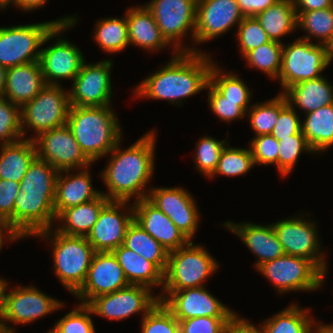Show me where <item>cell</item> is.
I'll use <instances>...</instances> for the list:
<instances>
[{
  "instance_id": "cell-1",
  "label": "cell",
  "mask_w": 333,
  "mask_h": 333,
  "mask_svg": "<svg viewBox=\"0 0 333 333\" xmlns=\"http://www.w3.org/2000/svg\"><path fill=\"white\" fill-rule=\"evenodd\" d=\"M157 131L155 128L122 149L123 138L108 153L105 168L99 173L110 201L136 202L147 198L155 171Z\"/></svg>"
},
{
  "instance_id": "cell-2",
  "label": "cell",
  "mask_w": 333,
  "mask_h": 333,
  "mask_svg": "<svg viewBox=\"0 0 333 333\" xmlns=\"http://www.w3.org/2000/svg\"><path fill=\"white\" fill-rule=\"evenodd\" d=\"M133 88V98L165 100L180 107L185 99L206 90L211 67L210 52H178Z\"/></svg>"
},
{
  "instance_id": "cell-3",
  "label": "cell",
  "mask_w": 333,
  "mask_h": 333,
  "mask_svg": "<svg viewBox=\"0 0 333 333\" xmlns=\"http://www.w3.org/2000/svg\"><path fill=\"white\" fill-rule=\"evenodd\" d=\"M59 171L37 156L20 181V192L14 203V233L27 239L54 227V200Z\"/></svg>"
},
{
  "instance_id": "cell-4",
  "label": "cell",
  "mask_w": 333,
  "mask_h": 333,
  "mask_svg": "<svg viewBox=\"0 0 333 333\" xmlns=\"http://www.w3.org/2000/svg\"><path fill=\"white\" fill-rule=\"evenodd\" d=\"M112 105L70 106L67 126L82 153L96 164L124 137L122 124Z\"/></svg>"
},
{
  "instance_id": "cell-5",
  "label": "cell",
  "mask_w": 333,
  "mask_h": 333,
  "mask_svg": "<svg viewBox=\"0 0 333 333\" xmlns=\"http://www.w3.org/2000/svg\"><path fill=\"white\" fill-rule=\"evenodd\" d=\"M33 237L49 242L48 245L52 249L53 273L73 296L87 278L95 253L92 245L84 236L65 235L54 227L37 232Z\"/></svg>"
},
{
  "instance_id": "cell-6",
  "label": "cell",
  "mask_w": 333,
  "mask_h": 333,
  "mask_svg": "<svg viewBox=\"0 0 333 333\" xmlns=\"http://www.w3.org/2000/svg\"><path fill=\"white\" fill-rule=\"evenodd\" d=\"M74 15L38 23L0 27V65L15 67L39 61L41 48L53 40L56 25L71 23Z\"/></svg>"
},
{
  "instance_id": "cell-7",
  "label": "cell",
  "mask_w": 333,
  "mask_h": 333,
  "mask_svg": "<svg viewBox=\"0 0 333 333\" xmlns=\"http://www.w3.org/2000/svg\"><path fill=\"white\" fill-rule=\"evenodd\" d=\"M200 243L190 241L183 247L169 252L164 272L162 292H175L198 288L220 270V263Z\"/></svg>"
},
{
  "instance_id": "cell-8",
  "label": "cell",
  "mask_w": 333,
  "mask_h": 333,
  "mask_svg": "<svg viewBox=\"0 0 333 333\" xmlns=\"http://www.w3.org/2000/svg\"><path fill=\"white\" fill-rule=\"evenodd\" d=\"M255 271L272 283L277 295L317 291L327 277L312 261L288 254L263 263Z\"/></svg>"
},
{
  "instance_id": "cell-9",
  "label": "cell",
  "mask_w": 333,
  "mask_h": 333,
  "mask_svg": "<svg viewBox=\"0 0 333 333\" xmlns=\"http://www.w3.org/2000/svg\"><path fill=\"white\" fill-rule=\"evenodd\" d=\"M299 212L297 216L286 217L272 223L279 242L285 254L312 261L327 276L329 264L326 249H322L325 247L321 244L319 225L317 221L309 219V212L307 215L305 212L304 214Z\"/></svg>"
},
{
  "instance_id": "cell-10",
  "label": "cell",
  "mask_w": 333,
  "mask_h": 333,
  "mask_svg": "<svg viewBox=\"0 0 333 333\" xmlns=\"http://www.w3.org/2000/svg\"><path fill=\"white\" fill-rule=\"evenodd\" d=\"M62 85H45L30 102L21 107L23 138L34 139L40 133L67 124L70 110L69 91ZM27 131H33L28 135Z\"/></svg>"
},
{
  "instance_id": "cell-11",
  "label": "cell",
  "mask_w": 333,
  "mask_h": 333,
  "mask_svg": "<svg viewBox=\"0 0 333 333\" xmlns=\"http://www.w3.org/2000/svg\"><path fill=\"white\" fill-rule=\"evenodd\" d=\"M65 305V302L51 297L34 285L10 287L9 281L1 311L6 330L8 333H15L13 324L20 326L35 323L52 312L64 309Z\"/></svg>"
},
{
  "instance_id": "cell-12",
  "label": "cell",
  "mask_w": 333,
  "mask_h": 333,
  "mask_svg": "<svg viewBox=\"0 0 333 333\" xmlns=\"http://www.w3.org/2000/svg\"><path fill=\"white\" fill-rule=\"evenodd\" d=\"M327 47L296 37L293 42L283 43L282 66L277 83L284 93L289 87L302 81L322 77L329 67Z\"/></svg>"
},
{
  "instance_id": "cell-13",
  "label": "cell",
  "mask_w": 333,
  "mask_h": 333,
  "mask_svg": "<svg viewBox=\"0 0 333 333\" xmlns=\"http://www.w3.org/2000/svg\"><path fill=\"white\" fill-rule=\"evenodd\" d=\"M144 5L151 11L163 37L177 52H194L197 0H149ZM187 37L191 41L189 46L185 41Z\"/></svg>"
},
{
  "instance_id": "cell-14",
  "label": "cell",
  "mask_w": 333,
  "mask_h": 333,
  "mask_svg": "<svg viewBox=\"0 0 333 333\" xmlns=\"http://www.w3.org/2000/svg\"><path fill=\"white\" fill-rule=\"evenodd\" d=\"M77 17L75 13L71 23L56 25L53 28L54 41L41 48L39 64L47 85H62L61 81L66 79L72 83L86 60L80 47L64 35L78 24Z\"/></svg>"
},
{
  "instance_id": "cell-15",
  "label": "cell",
  "mask_w": 333,
  "mask_h": 333,
  "mask_svg": "<svg viewBox=\"0 0 333 333\" xmlns=\"http://www.w3.org/2000/svg\"><path fill=\"white\" fill-rule=\"evenodd\" d=\"M159 294L143 285H132L93 298L87 306L93 316L114 322L139 315L142 319L158 302Z\"/></svg>"
},
{
  "instance_id": "cell-16",
  "label": "cell",
  "mask_w": 333,
  "mask_h": 333,
  "mask_svg": "<svg viewBox=\"0 0 333 333\" xmlns=\"http://www.w3.org/2000/svg\"><path fill=\"white\" fill-rule=\"evenodd\" d=\"M81 66L79 73L71 83L69 91L71 106H106L113 105V83L111 70L114 61L103 59L99 62Z\"/></svg>"
},
{
  "instance_id": "cell-17",
  "label": "cell",
  "mask_w": 333,
  "mask_h": 333,
  "mask_svg": "<svg viewBox=\"0 0 333 333\" xmlns=\"http://www.w3.org/2000/svg\"><path fill=\"white\" fill-rule=\"evenodd\" d=\"M243 18L236 0H197L194 53H206L197 45L222 37L233 27L237 29Z\"/></svg>"
},
{
  "instance_id": "cell-18",
  "label": "cell",
  "mask_w": 333,
  "mask_h": 333,
  "mask_svg": "<svg viewBox=\"0 0 333 333\" xmlns=\"http://www.w3.org/2000/svg\"><path fill=\"white\" fill-rule=\"evenodd\" d=\"M147 199L175 224V226L193 241L201 222V212L196 198L185 187L171 186L150 188Z\"/></svg>"
},
{
  "instance_id": "cell-19",
  "label": "cell",
  "mask_w": 333,
  "mask_h": 333,
  "mask_svg": "<svg viewBox=\"0 0 333 333\" xmlns=\"http://www.w3.org/2000/svg\"><path fill=\"white\" fill-rule=\"evenodd\" d=\"M206 288L202 286L175 292H161L159 300L178 321L204 316L237 317L239 315Z\"/></svg>"
},
{
  "instance_id": "cell-20",
  "label": "cell",
  "mask_w": 333,
  "mask_h": 333,
  "mask_svg": "<svg viewBox=\"0 0 333 333\" xmlns=\"http://www.w3.org/2000/svg\"><path fill=\"white\" fill-rule=\"evenodd\" d=\"M33 141L37 157L58 171L83 169L93 165L82 153L67 125L42 132Z\"/></svg>"
},
{
  "instance_id": "cell-21",
  "label": "cell",
  "mask_w": 333,
  "mask_h": 333,
  "mask_svg": "<svg viewBox=\"0 0 333 333\" xmlns=\"http://www.w3.org/2000/svg\"><path fill=\"white\" fill-rule=\"evenodd\" d=\"M109 201L87 235L95 252H113L124 243L128 226L134 220L133 202Z\"/></svg>"
},
{
  "instance_id": "cell-22",
  "label": "cell",
  "mask_w": 333,
  "mask_h": 333,
  "mask_svg": "<svg viewBox=\"0 0 333 333\" xmlns=\"http://www.w3.org/2000/svg\"><path fill=\"white\" fill-rule=\"evenodd\" d=\"M113 252H95L82 287L73 295L77 303L88 304L93 298L129 286Z\"/></svg>"
},
{
  "instance_id": "cell-23",
  "label": "cell",
  "mask_w": 333,
  "mask_h": 333,
  "mask_svg": "<svg viewBox=\"0 0 333 333\" xmlns=\"http://www.w3.org/2000/svg\"><path fill=\"white\" fill-rule=\"evenodd\" d=\"M222 226L235 234L257 258L253 266L255 270L263 263L285 254L272 223L264 225L252 221L237 223L227 220Z\"/></svg>"
},
{
  "instance_id": "cell-24",
  "label": "cell",
  "mask_w": 333,
  "mask_h": 333,
  "mask_svg": "<svg viewBox=\"0 0 333 333\" xmlns=\"http://www.w3.org/2000/svg\"><path fill=\"white\" fill-rule=\"evenodd\" d=\"M134 221L168 252L185 246L190 240L160 209L147 198L133 203Z\"/></svg>"
},
{
  "instance_id": "cell-25",
  "label": "cell",
  "mask_w": 333,
  "mask_h": 333,
  "mask_svg": "<svg viewBox=\"0 0 333 333\" xmlns=\"http://www.w3.org/2000/svg\"><path fill=\"white\" fill-rule=\"evenodd\" d=\"M91 166L83 169L59 171L54 200L56 217L69 207L91 201L101 195V191L93 186Z\"/></svg>"
},
{
  "instance_id": "cell-26",
  "label": "cell",
  "mask_w": 333,
  "mask_h": 333,
  "mask_svg": "<svg viewBox=\"0 0 333 333\" xmlns=\"http://www.w3.org/2000/svg\"><path fill=\"white\" fill-rule=\"evenodd\" d=\"M129 44L149 53H156L171 47L172 56L178 52L166 41L151 11L143 4L131 6L125 10Z\"/></svg>"
},
{
  "instance_id": "cell-27",
  "label": "cell",
  "mask_w": 333,
  "mask_h": 333,
  "mask_svg": "<svg viewBox=\"0 0 333 333\" xmlns=\"http://www.w3.org/2000/svg\"><path fill=\"white\" fill-rule=\"evenodd\" d=\"M45 85L39 61L17 65L7 69L3 96L22 107L37 96Z\"/></svg>"
},
{
  "instance_id": "cell-28",
  "label": "cell",
  "mask_w": 333,
  "mask_h": 333,
  "mask_svg": "<svg viewBox=\"0 0 333 333\" xmlns=\"http://www.w3.org/2000/svg\"><path fill=\"white\" fill-rule=\"evenodd\" d=\"M333 82L324 75L313 80L302 81L289 87L283 94L296 110L307 114L318 108L333 104ZM298 109V110H297Z\"/></svg>"
},
{
  "instance_id": "cell-29",
  "label": "cell",
  "mask_w": 333,
  "mask_h": 333,
  "mask_svg": "<svg viewBox=\"0 0 333 333\" xmlns=\"http://www.w3.org/2000/svg\"><path fill=\"white\" fill-rule=\"evenodd\" d=\"M109 201L101 194L96 199L69 207L56 217L54 228L65 235L87 237L98 220L102 208Z\"/></svg>"
},
{
  "instance_id": "cell-30",
  "label": "cell",
  "mask_w": 333,
  "mask_h": 333,
  "mask_svg": "<svg viewBox=\"0 0 333 333\" xmlns=\"http://www.w3.org/2000/svg\"><path fill=\"white\" fill-rule=\"evenodd\" d=\"M113 253L117 257L129 284L143 285L153 291L157 287H161L159 291V294H161L164 273L153 262L146 260L123 244L116 248Z\"/></svg>"
},
{
  "instance_id": "cell-31",
  "label": "cell",
  "mask_w": 333,
  "mask_h": 333,
  "mask_svg": "<svg viewBox=\"0 0 333 333\" xmlns=\"http://www.w3.org/2000/svg\"><path fill=\"white\" fill-rule=\"evenodd\" d=\"M288 306V307H287ZM281 311L262 320L257 326L261 333H312L318 318H314L311 308H303L299 303H290ZM312 315V316H311Z\"/></svg>"
},
{
  "instance_id": "cell-32",
  "label": "cell",
  "mask_w": 333,
  "mask_h": 333,
  "mask_svg": "<svg viewBox=\"0 0 333 333\" xmlns=\"http://www.w3.org/2000/svg\"><path fill=\"white\" fill-rule=\"evenodd\" d=\"M302 133L315 155L333 148V104L304 114Z\"/></svg>"
},
{
  "instance_id": "cell-33",
  "label": "cell",
  "mask_w": 333,
  "mask_h": 333,
  "mask_svg": "<svg viewBox=\"0 0 333 333\" xmlns=\"http://www.w3.org/2000/svg\"><path fill=\"white\" fill-rule=\"evenodd\" d=\"M36 156L32 139L0 145V179L20 182Z\"/></svg>"
},
{
  "instance_id": "cell-34",
  "label": "cell",
  "mask_w": 333,
  "mask_h": 333,
  "mask_svg": "<svg viewBox=\"0 0 333 333\" xmlns=\"http://www.w3.org/2000/svg\"><path fill=\"white\" fill-rule=\"evenodd\" d=\"M255 18L272 41L284 43L283 37L297 31V15L293 0H278Z\"/></svg>"
},
{
  "instance_id": "cell-35",
  "label": "cell",
  "mask_w": 333,
  "mask_h": 333,
  "mask_svg": "<svg viewBox=\"0 0 333 333\" xmlns=\"http://www.w3.org/2000/svg\"><path fill=\"white\" fill-rule=\"evenodd\" d=\"M94 25L92 40L105 54L116 55L130 46L125 13L121 18H100Z\"/></svg>"
},
{
  "instance_id": "cell-36",
  "label": "cell",
  "mask_w": 333,
  "mask_h": 333,
  "mask_svg": "<svg viewBox=\"0 0 333 333\" xmlns=\"http://www.w3.org/2000/svg\"><path fill=\"white\" fill-rule=\"evenodd\" d=\"M209 82L225 97V100L240 101V107L247 112L252 106L253 91L236 71L226 72L224 66L214 63Z\"/></svg>"
},
{
  "instance_id": "cell-37",
  "label": "cell",
  "mask_w": 333,
  "mask_h": 333,
  "mask_svg": "<svg viewBox=\"0 0 333 333\" xmlns=\"http://www.w3.org/2000/svg\"><path fill=\"white\" fill-rule=\"evenodd\" d=\"M123 245L153 262L163 273L165 272L169 252L134 220L127 228Z\"/></svg>"
},
{
  "instance_id": "cell-38",
  "label": "cell",
  "mask_w": 333,
  "mask_h": 333,
  "mask_svg": "<svg viewBox=\"0 0 333 333\" xmlns=\"http://www.w3.org/2000/svg\"><path fill=\"white\" fill-rule=\"evenodd\" d=\"M300 29L305 34L300 38L326 46L333 37V7L301 12L297 16V30Z\"/></svg>"
},
{
  "instance_id": "cell-39",
  "label": "cell",
  "mask_w": 333,
  "mask_h": 333,
  "mask_svg": "<svg viewBox=\"0 0 333 333\" xmlns=\"http://www.w3.org/2000/svg\"><path fill=\"white\" fill-rule=\"evenodd\" d=\"M283 43L269 41L249 51L242 59L245 66L257 69L269 80H277L282 66Z\"/></svg>"
},
{
  "instance_id": "cell-40",
  "label": "cell",
  "mask_w": 333,
  "mask_h": 333,
  "mask_svg": "<svg viewBox=\"0 0 333 333\" xmlns=\"http://www.w3.org/2000/svg\"><path fill=\"white\" fill-rule=\"evenodd\" d=\"M254 167L256 166L249 147H233L228 143L222 150L217 168L209 180L216 179L220 175L224 177L244 176Z\"/></svg>"
},
{
  "instance_id": "cell-41",
  "label": "cell",
  "mask_w": 333,
  "mask_h": 333,
  "mask_svg": "<svg viewBox=\"0 0 333 333\" xmlns=\"http://www.w3.org/2000/svg\"><path fill=\"white\" fill-rule=\"evenodd\" d=\"M227 138L218 140L216 137L205 135L201 136L195 143L194 169L205 178H210L215 172L220 155L224 147L230 142L229 131Z\"/></svg>"
},
{
  "instance_id": "cell-42",
  "label": "cell",
  "mask_w": 333,
  "mask_h": 333,
  "mask_svg": "<svg viewBox=\"0 0 333 333\" xmlns=\"http://www.w3.org/2000/svg\"><path fill=\"white\" fill-rule=\"evenodd\" d=\"M280 113V92L274 98L253 103L246 112L254 136L271 134Z\"/></svg>"
},
{
  "instance_id": "cell-43",
  "label": "cell",
  "mask_w": 333,
  "mask_h": 333,
  "mask_svg": "<svg viewBox=\"0 0 333 333\" xmlns=\"http://www.w3.org/2000/svg\"><path fill=\"white\" fill-rule=\"evenodd\" d=\"M278 142V173L281 177H286L294 171L302 153L315 154L307 144L302 131L298 134L282 138Z\"/></svg>"
},
{
  "instance_id": "cell-44",
  "label": "cell",
  "mask_w": 333,
  "mask_h": 333,
  "mask_svg": "<svg viewBox=\"0 0 333 333\" xmlns=\"http://www.w3.org/2000/svg\"><path fill=\"white\" fill-rule=\"evenodd\" d=\"M77 304L56 320L53 328L49 329L52 333H96L92 310L86 304Z\"/></svg>"
},
{
  "instance_id": "cell-45",
  "label": "cell",
  "mask_w": 333,
  "mask_h": 333,
  "mask_svg": "<svg viewBox=\"0 0 333 333\" xmlns=\"http://www.w3.org/2000/svg\"><path fill=\"white\" fill-rule=\"evenodd\" d=\"M23 139L21 107L0 96V145Z\"/></svg>"
},
{
  "instance_id": "cell-46",
  "label": "cell",
  "mask_w": 333,
  "mask_h": 333,
  "mask_svg": "<svg viewBox=\"0 0 333 333\" xmlns=\"http://www.w3.org/2000/svg\"><path fill=\"white\" fill-rule=\"evenodd\" d=\"M235 37L241 59L251 50L256 49L270 40L255 17H244L235 29Z\"/></svg>"
},
{
  "instance_id": "cell-47",
  "label": "cell",
  "mask_w": 333,
  "mask_h": 333,
  "mask_svg": "<svg viewBox=\"0 0 333 333\" xmlns=\"http://www.w3.org/2000/svg\"><path fill=\"white\" fill-rule=\"evenodd\" d=\"M140 322L141 333H180L179 321L163 302L160 301Z\"/></svg>"
},
{
  "instance_id": "cell-48",
  "label": "cell",
  "mask_w": 333,
  "mask_h": 333,
  "mask_svg": "<svg viewBox=\"0 0 333 333\" xmlns=\"http://www.w3.org/2000/svg\"><path fill=\"white\" fill-rule=\"evenodd\" d=\"M208 90L207 103L211 112L224 123L230 124L232 121L246 118V112L240 107V101L225 100V97L209 82L206 86Z\"/></svg>"
},
{
  "instance_id": "cell-49",
  "label": "cell",
  "mask_w": 333,
  "mask_h": 333,
  "mask_svg": "<svg viewBox=\"0 0 333 333\" xmlns=\"http://www.w3.org/2000/svg\"><path fill=\"white\" fill-rule=\"evenodd\" d=\"M255 166L274 165L278 171L279 142L271 134L252 137L248 142Z\"/></svg>"
},
{
  "instance_id": "cell-50",
  "label": "cell",
  "mask_w": 333,
  "mask_h": 333,
  "mask_svg": "<svg viewBox=\"0 0 333 333\" xmlns=\"http://www.w3.org/2000/svg\"><path fill=\"white\" fill-rule=\"evenodd\" d=\"M288 102L283 93H280V113L271 135L278 141L282 138L298 134L302 131L301 115Z\"/></svg>"
},
{
  "instance_id": "cell-51",
  "label": "cell",
  "mask_w": 333,
  "mask_h": 333,
  "mask_svg": "<svg viewBox=\"0 0 333 333\" xmlns=\"http://www.w3.org/2000/svg\"><path fill=\"white\" fill-rule=\"evenodd\" d=\"M236 317H195L179 321L180 333H223Z\"/></svg>"
},
{
  "instance_id": "cell-52",
  "label": "cell",
  "mask_w": 333,
  "mask_h": 333,
  "mask_svg": "<svg viewBox=\"0 0 333 333\" xmlns=\"http://www.w3.org/2000/svg\"><path fill=\"white\" fill-rule=\"evenodd\" d=\"M20 192V182L0 179V223L14 232V203Z\"/></svg>"
},
{
  "instance_id": "cell-53",
  "label": "cell",
  "mask_w": 333,
  "mask_h": 333,
  "mask_svg": "<svg viewBox=\"0 0 333 333\" xmlns=\"http://www.w3.org/2000/svg\"><path fill=\"white\" fill-rule=\"evenodd\" d=\"M244 17H255L278 0H236Z\"/></svg>"
},
{
  "instance_id": "cell-54",
  "label": "cell",
  "mask_w": 333,
  "mask_h": 333,
  "mask_svg": "<svg viewBox=\"0 0 333 333\" xmlns=\"http://www.w3.org/2000/svg\"><path fill=\"white\" fill-rule=\"evenodd\" d=\"M296 15L301 12L321 10L333 7V0H293Z\"/></svg>"
},
{
  "instance_id": "cell-55",
  "label": "cell",
  "mask_w": 333,
  "mask_h": 333,
  "mask_svg": "<svg viewBox=\"0 0 333 333\" xmlns=\"http://www.w3.org/2000/svg\"><path fill=\"white\" fill-rule=\"evenodd\" d=\"M230 333H261L257 324L251 323L247 317L238 315L230 324Z\"/></svg>"
},
{
  "instance_id": "cell-56",
  "label": "cell",
  "mask_w": 333,
  "mask_h": 333,
  "mask_svg": "<svg viewBox=\"0 0 333 333\" xmlns=\"http://www.w3.org/2000/svg\"><path fill=\"white\" fill-rule=\"evenodd\" d=\"M49 0H15L13 7L17 10L19 9L22 12H34L35 10H40L44 8V5H47Z\"/></svg>"
},
{
  "instance_id": "cell-57",
  "label": "cell",
  "mask_w": 333,
  "mask_h": 333,
  "mask_svg": "<svg viewBox=\"0 0 333 333\" xmlns=\"http://www.w3.org/2000/svg\"><path fill=\"white\" fill-rule=\"evenodd\" d=\"M21 240L6 224L0 223V251L6 243Z\"/></svg>"
},
{
  "instance_id": "cell-58",
  "label": "cell",
  "mask_w": 333,
  "mask_h": 333,
  "mask_svg": "<svg viewBox=\"0 0 333 333\" xmlns=\"http://www.w3.org/2000/svg\"><path fill=\"white\" fill-rule=\"evenodd\" d=\"M317 320L312 329V333H333V322L323 323Z\"/></svg>"
},
{
  "instance_id": "cell-59",
  "label": "cell",
  "mask_w": 333,
  "mask_h": 333,
  "mask_svg": "<svg viewBox=\"0 0 333 333\" xmlns=\"http://www.w3.org/2000/svg\"><path fill=\"white\" fill-rule=\"evenodd\" d=\"M7 68L0 65V96L4 95Z\"/></svg>"
},
{
  "instance_id": "cell-60",
  "label": "cell",
  "mask_w": 333,
  "mask_h": 333,
  "mask_svg": "<svg viewBox=\"0 0 333 333\" xmlns=\"http://www.w3.org/2000/svg\"><path fill=\"white\" fill-rule=\"evenodd\" d=\"M8 282H9L8 279L6 280V278L0 276V310L2 309L3 306L4 293Z\"/></svg>"
},
{
  "instance_id": "cell-61",
  "label": "cell",
  "mask_w": 333,
  "mask_h": 333,
  "mask_svg": "<svg viewBox=\"0 0 333 333\" xmlns=\"http://www.w3.org/2000/svg\"><path fill=\"white\" fill-rule=\"evenodd\" d=\"M326 47H327V54H328L329 63L331 65L332 61H333V37L330 40V42L326 45Z\"/></svg>"
},
{
  "instance_id": "cell-62",
  "label": "cell",
  "mask_w": 333,
  "mask_h": 333,
  "mask_svg": "<svg viewBox=\"0 0 333 333\" xmlns=\"http://www.w3.org/2000/svg\"><path fill=\"white\" fill-rule=\"evenodd\" d=\"M15 0H0V12L5 11L12 6Z\"/></svg>"
},
{
  "instance_id": "cell-63",
  "label": "cell",
  "mask_w": 333,
  "mask_h": 333,
  "mask_svg": "<svg viewBox=\"0 0 333 333\" xmlns=\"http://www.w3.org/2000/svg\"><path fill=\"white\" fill-rule=\"evenodd\" d=\"M0 333H8V331L5 328L4 320H3V315L2 311L0 310Z\"/></svg>"
},
{
  "instance_id": "cell-64",
  "label": "cell",
  "mask_w": 333,
  "mask_h": 333,
  "mask_svg": "<svg viewBox=\"0 0 333 333\" xmlns=\"http://www.w3.org/2000/svg\"><path fill=\"white\" fill-rule=\"evenodd\" d=\"M223 333H230V325L228 326V328Z\"/></svg>"
}]
</instances>
